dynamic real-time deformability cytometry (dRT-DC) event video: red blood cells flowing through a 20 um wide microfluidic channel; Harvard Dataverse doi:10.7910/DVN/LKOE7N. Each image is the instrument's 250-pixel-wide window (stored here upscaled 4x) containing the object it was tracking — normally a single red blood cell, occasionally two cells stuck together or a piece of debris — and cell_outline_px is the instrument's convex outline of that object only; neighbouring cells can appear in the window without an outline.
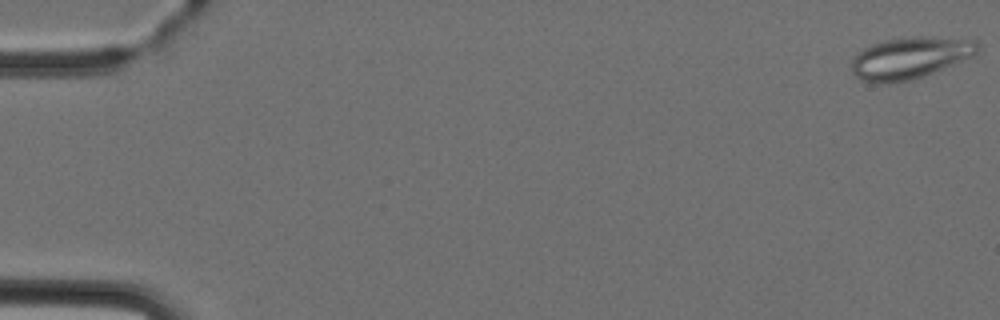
{"species": "Egyptian fruit bat (a non-hibernating species)", "species_latin": "Rousettus aegyptiacus", "temperature_condition": "cold", "stored_images_in_passage": 7, "camera_frame_rate_fps": 3000, "um_per_image_px": 0.085, "animal": {"sex": "female"}, "frame": {"image": 1, "passage_image": 1, "time_ms": 0.0, "image_size_px": [1000, 320], "cell_outline_px": [[980, 48], [972, 56], [932, 72], [908, 80], [888, 84], [880, 84], [860, 80], [852, 72], [852, 56], [864, 48], [872, 44], [884, 40], [920, 36], [924, 36], [976, 40], [980, 44]], "centroid_in_image_um": [77.3, 4.92], "position_along_channel_um": 7.7, "area_um2": 30.4}}
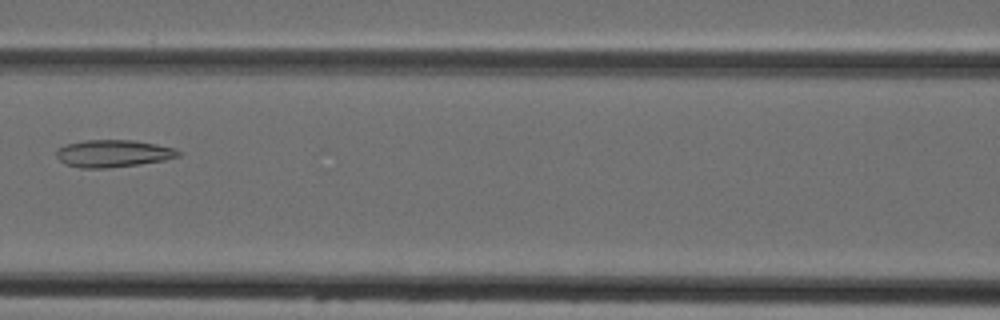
{"frame": {"image": 2, "passage_image": 7, "time_ms": 7.333, "image_size_px": [1000, 320], "cell_outline_px": [[180, 156], [164, 160], [140, 164], [108, 168], [80, 168], [64, 164], [56, 156], [56, 148], [68, 144], [84, 140], [132, 140], [156, 144], [176, 148], [180, 152]], "centroid_in_image_um": [9.61, 13.05], "position_along_channel_um": 157.0, "area_um2": 19.48}}